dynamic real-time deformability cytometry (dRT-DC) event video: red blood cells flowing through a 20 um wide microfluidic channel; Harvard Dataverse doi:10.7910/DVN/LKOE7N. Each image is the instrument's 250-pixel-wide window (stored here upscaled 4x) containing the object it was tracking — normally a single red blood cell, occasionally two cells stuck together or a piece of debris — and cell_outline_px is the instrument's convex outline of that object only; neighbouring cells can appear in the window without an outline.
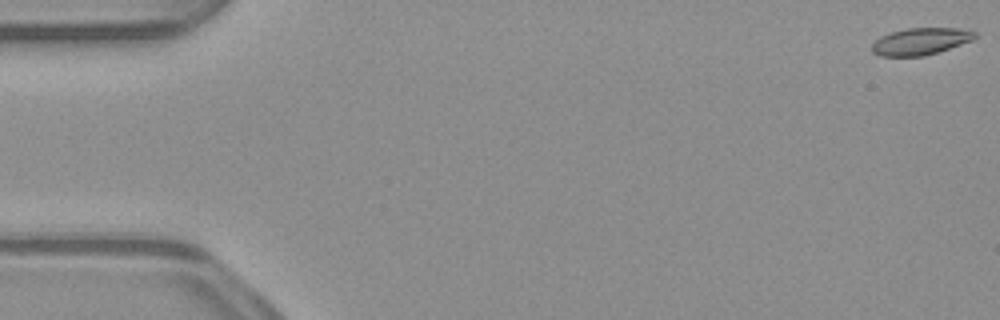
{"species": "common noctule bat (a hibernating species)", "species_latin": "Nyctalus noctula", "temperature_condition": "warm", "stored_images_in_passage": 53, "camera_frame_rate_fps": 3000, "um_per_image_px": 0.085, "animal": {"sex": "male", "body_mass_g": 23.1, "forearm_length_mm": 52.7}, "frame": {"image": 1, "passage_image": 1, "time_ms": 0.0, "image_size_px": [1000, 320], "cell_outline_px": [[976, 36], [972, 40], [924, 56], [880, 56], [872, 52], [872, 44], [880, 36], [892, 32], [908, 28], [956, 28], [976, 32]], "centroid_in_image_um": [78.21, 3.51], "position_along_channel_um": 6.8, "area_um2": 15.9}}
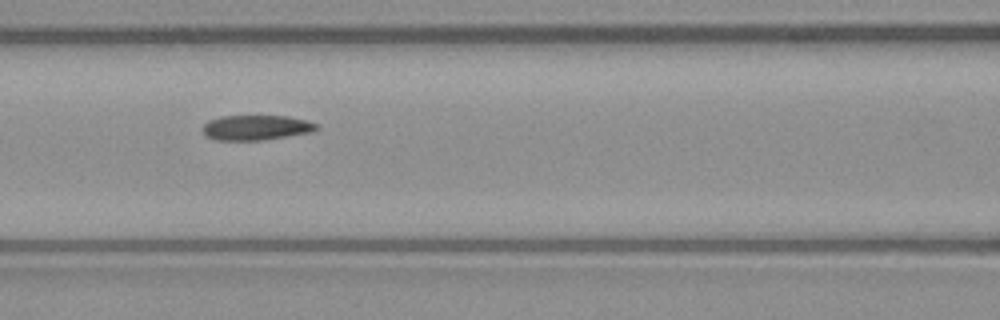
{"frame": {"image": 2, "passage_image": 23, "time_ms": 7.333, "image_size_px": [1000, 320], "cell_outline_px": [[320, 128], [312, 132], [260, 140], [216, 140], [208, 136], [200, 128], [208, 120], [220, 116], [288, 116], [308, 120], [320, 124]], "centroid_in_image_um": [21.8, 10.83], "position_along_channel_um": 144.8, "area_um2": 16.7}}
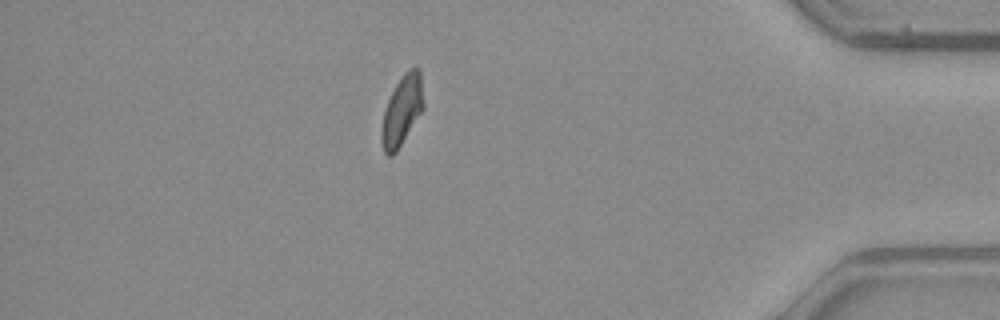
{"frame": {"image": 3, "passage_image": 46, "time_ms": 15.0, "image_size_px": [1000, 320], "cell_outline_px": [[424, 108], [396, 152], [392, 156], [388, 156], [384, 152], [380, 140], [380, 132], [384, 112], [388, 100], [396, 84], [404, 72], [408, 68], [420, 68], [424, 104]], "centroid_in_image_um": [34.16, 9.4], "position_along_channel_um": 401.0, "area_um2": 17.11}, "authors_computed_cell_mechanics": {"area_um2": 17.1088, "velocity_mm_per_s": 3.9423, "shape_relaxation_time_tau1_ms": null, "shape_relaxation_time_tau2_ms": 2.941, "deformation_change_tau1": null, "deformation_change_tau2": 0.0938}}